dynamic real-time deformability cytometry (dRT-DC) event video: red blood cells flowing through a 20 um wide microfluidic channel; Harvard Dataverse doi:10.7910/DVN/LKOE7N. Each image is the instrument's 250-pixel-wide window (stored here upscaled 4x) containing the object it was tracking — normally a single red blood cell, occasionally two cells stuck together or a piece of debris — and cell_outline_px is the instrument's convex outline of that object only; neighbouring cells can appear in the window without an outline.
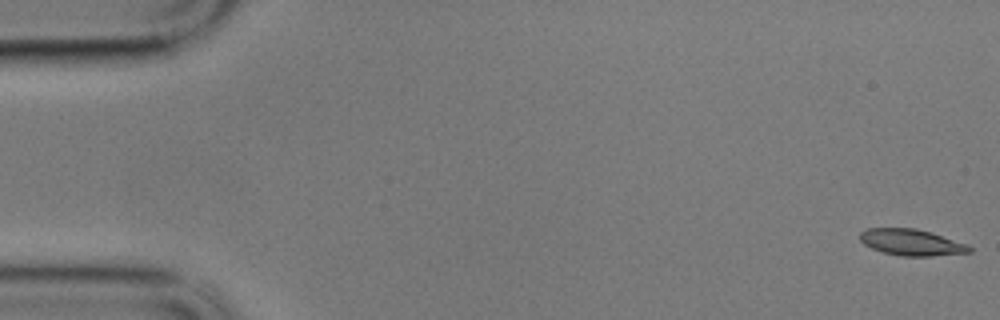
{"species": "common noctule bat (a hibernating species)", "species_latin": "Nyctalus noctula", "temperature_condition": "cold", "stored_images_in_passage": 59, "camera_frame_rate_fps": 3000, "um_per_image_px": 0.085, "animal": {"sex": "male", "body_mass_g": 17.9}, "frame": {"image": 1, "passage_image": 1, "time_ms": 0.0, "image_size_px": [1000, 320], "cell_outline_px": [[972, 252], [932, 256], [900, 256], [884, 252], [872, 248], [864, 244], [860, 240], [860, 232], [868, 228], [916, 228], [932, 232], [968, 244], [972, 248]], "centroid_in_image_um": [77.5, 20.59], "position_along_channel_um": 7.5, "area_um2": 16.88}}
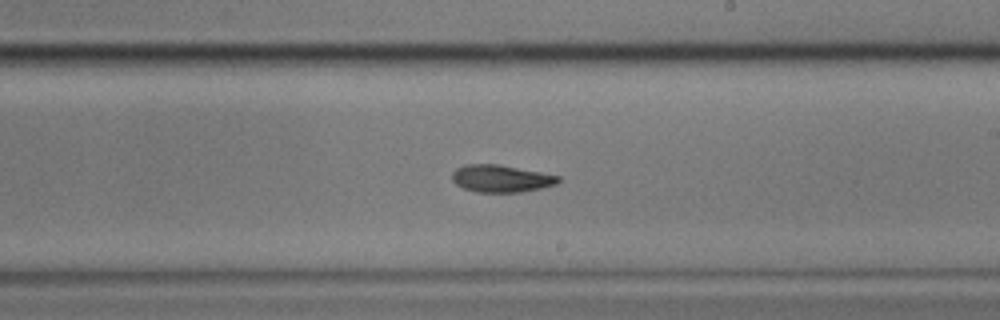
{"frame": {"image": 2, "passage_image": 34, "time_ms": 11.0, "image_size_px": [1000, 320], "cell_outline_px": [[560, 180], [556, 184], [540, 188], [520, 192], [476, 192], [464, 188], [456, 184], [452, 180], [452, 172], [456, 168], [464, 164], [500, 164], [560, 176]], "centroid_in_image_um": [42.56, 15.17], "position_along_channel_um": 246.4, "area_um2": 16.88}}
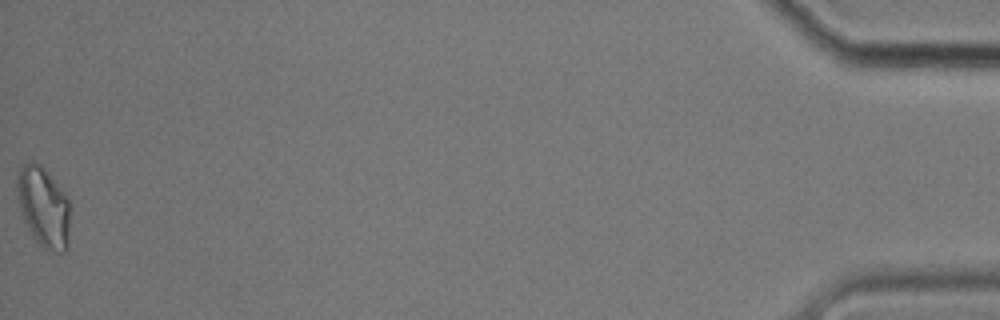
{"frame": {"image": 3, "passage_image": 59, "time_ms": 19.333, "image_size_px": [1000, 320], "cell_outline_px": [[68, 248], [64, 252], [60, 252], [44, 248], [36, 240], [24, 220], [16, 196], [16, 184], [20, 168], [24, 164], [32, 160], [40, 164], [44, 168], [64, 192], [68, 200]], "centroid_in_image_um": [3.68, 17.56], "position_along_channel_um": 431.5, "area_um2": 24.39}, "authors_computed_cell_mechanics": {"area_um2": 17.5134, "velocity_mm_per_s": 3.3928, "shape_relaxation_time_tau1_ms": 7.7652, "shape_relaxation_time_tau2_ms": 5.5072, "deformation_change_tau1": 0.1752, "deformation_change_tau2": 0.1086}}